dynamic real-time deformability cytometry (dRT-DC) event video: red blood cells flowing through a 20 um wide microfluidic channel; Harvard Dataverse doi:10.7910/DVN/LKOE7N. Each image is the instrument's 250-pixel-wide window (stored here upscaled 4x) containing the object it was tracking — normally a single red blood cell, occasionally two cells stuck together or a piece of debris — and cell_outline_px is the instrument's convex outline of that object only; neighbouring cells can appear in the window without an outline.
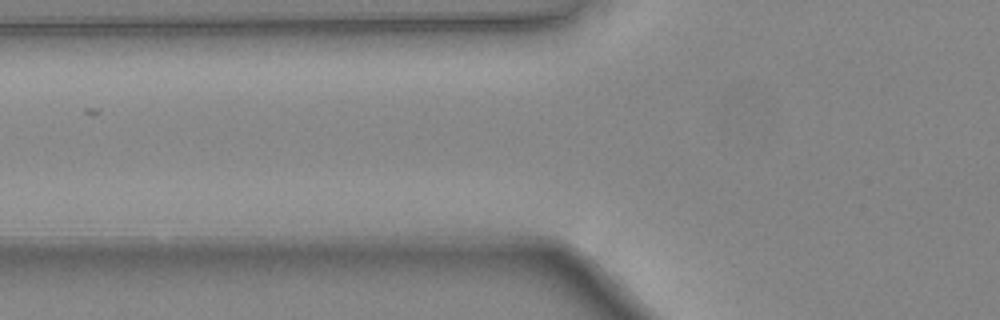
{"species": "common noctule bat (a hibernating species)", "species_latin": "Nyctalus noctula", "temperature_condition": "warm", "stored_images_in_passage": 3, "camera_frame_rate_fps": 3000, "um_per_image_px": 0.085, "animal": {"sex": "female", "body_mass_g": 24.6, "forearm_length_mm": 56.2}, "frame": {"image": 1, "passage_image": 2, "time_ms": 0.333, "image_size_px": [1000, 320], "cell_outline_px": [[600, 292], [496, 252], [500, 248], [524, 244], [556, 248], [580, 264], [588, 272], [600, 288]], "centroid_in_image_um": [46.84, 22.35], "position_along_channel_um": 79.0, "area_um2": 13.47}}